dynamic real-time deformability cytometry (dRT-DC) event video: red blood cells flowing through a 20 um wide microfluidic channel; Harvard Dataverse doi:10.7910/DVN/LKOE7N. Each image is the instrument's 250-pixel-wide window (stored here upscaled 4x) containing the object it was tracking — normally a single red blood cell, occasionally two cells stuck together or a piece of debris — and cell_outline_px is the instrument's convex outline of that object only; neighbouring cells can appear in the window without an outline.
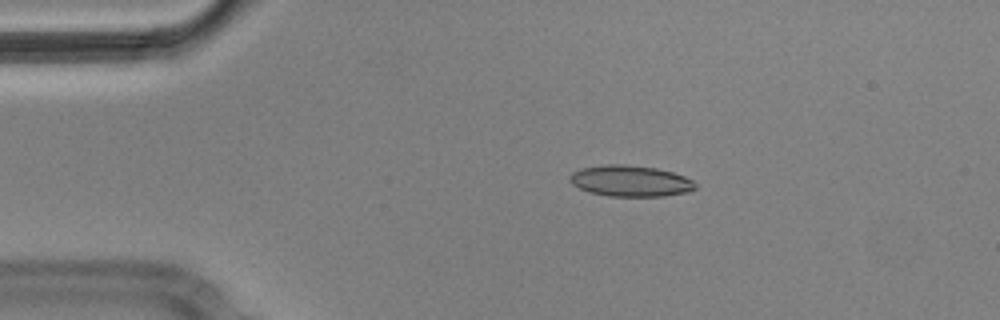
{"species": "Egyptian fruit bat (a non-hibernating species)", "species_latin": "Rousettus aegyptiacus", "temperature_condition": "cold", "stored_images_in_passage": 5, "camera_frame_rate_fps": 3000, "um_per_image_px": 0.085, "animal": {"sex": "male"}, "frame": {"image": 1, "passage_image": 3, "time_ms": 0.667, "image_size_px": [1000, 320], "cell_outline_px": [[696, 188], [688, 192], [664, 196], [608, 196], [592, 192], [580, 188], [572, 184], [568, 180], [568, 176], [572, 172], [580, 168], [608, 164], [624, 164], [656, 168], [672, 172], [684, 176], [692, 180], [696, 184]], "centroid_in_image_um": [53.57, 15.37], "position_along_channel_um": 31.4, "area_um2": 22.77}}